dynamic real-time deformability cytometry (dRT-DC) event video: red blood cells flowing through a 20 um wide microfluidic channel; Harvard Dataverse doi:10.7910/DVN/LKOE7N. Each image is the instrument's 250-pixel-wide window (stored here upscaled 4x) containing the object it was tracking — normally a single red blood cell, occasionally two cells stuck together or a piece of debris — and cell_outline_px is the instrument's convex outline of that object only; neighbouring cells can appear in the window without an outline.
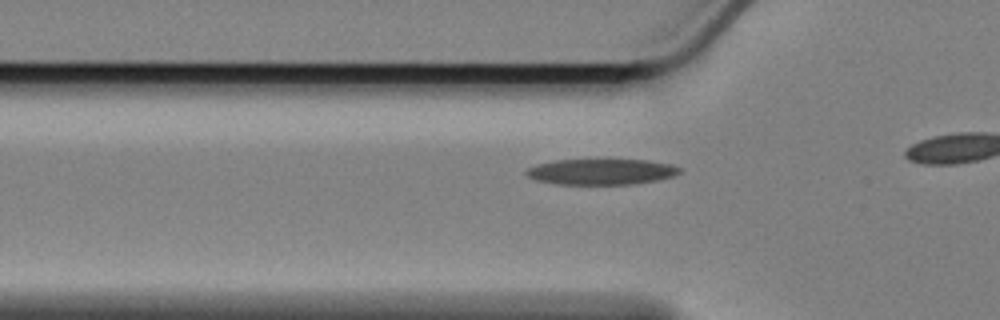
{"species": "Egyptian fruit bat (a non-hibernating species)", "species_latin": "Rousettus aegyptiacus", "temperature_condition": "cold", "stored_images_in_passage": 21, "camera_frame_rate_fps": 3000, "um_per_image_px": 0.085, "animal": {"sex": "female"}, "frame": {"image": 1, "passage_image": 15, "time_ms": 4.667, "image_size_px": [1000, 320], "cell_outline_px": [[680, 172], [672, 176], [656, 180], [632, 184], [556, 184], [536, 180], [528, 176], [524, 172], [528, 168], [536, 164], [556, 160], [648, 160], [672, 164], [680, 168]], "centroid_in_image_um": [51.09, 14.59], "position_along_channel_um": 74.7, "area_um2": 22.89}}
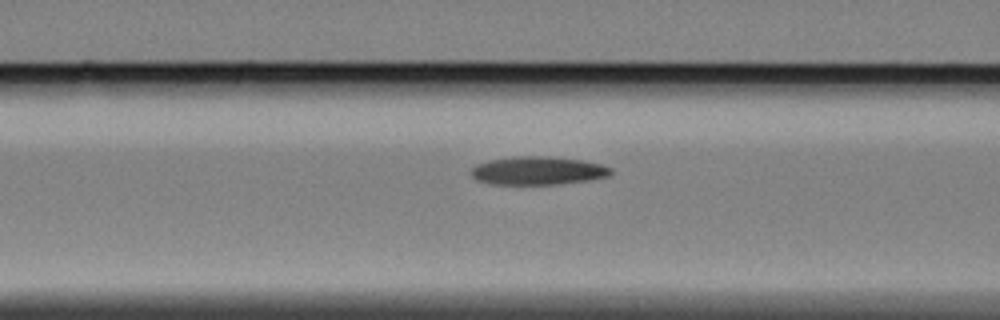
{"frame": {"image": 2, "passage_image": 19, "time_ms": 6.0, "image_size_px": [1000, 320], "cell_outline_px": [[612, 172], [608, 176], [588, 180], [556, 184], [492, 184], [476, 180], [472, 176], [472, 168], [476, 164], [488, 160], [512, 156], [548, 156], [580, 160], [600, 164], [612, 168]], "centroid_in_image_um": [45.69, 14.5], "position_along_channel_um": 120.9, "area_um2": 22.95}}